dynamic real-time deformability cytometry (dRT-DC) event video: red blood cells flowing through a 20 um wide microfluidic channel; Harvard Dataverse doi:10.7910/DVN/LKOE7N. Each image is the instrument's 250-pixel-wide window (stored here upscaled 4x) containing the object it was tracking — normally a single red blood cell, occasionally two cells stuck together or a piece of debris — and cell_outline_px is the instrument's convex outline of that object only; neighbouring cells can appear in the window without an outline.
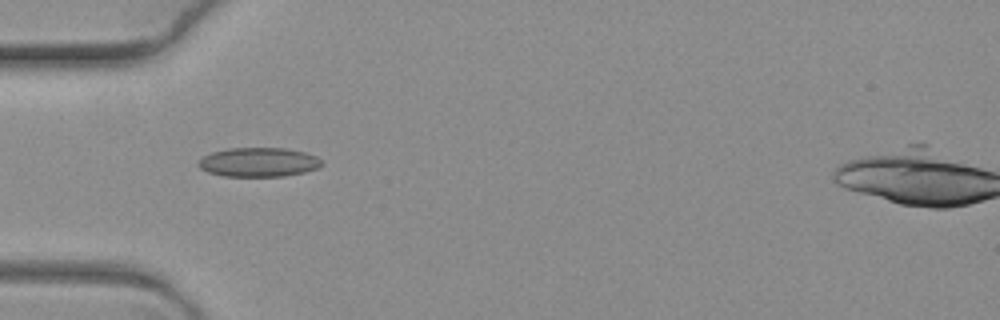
{"species": "common noctule bat (a hibernating species)", "species_latin": "Nyctalus noctula", "temperature_condition": "warm", "stored_images_in_passage": 5, "camera_frame_rate_fps": 3000, "um_per_image_px": 0.085, "animal": {"sex": "female", "body_mass_g": 19.3, "forearm_length_mm": 54.1}, "frame": {"image": 1, "passage_image": 4, "time_ms": 1.0, "image_size_px": [1000, 320], "cell_outline_px": [[324, 164], [320, 168], [304, 172], [284, 176], [224, 176], [208, 172], [200, 168], [196, 164], [204, 156], [212, 152], [228, 148], [284, 148], [304, 152], [316, 156]], "centroid_in_image_um": [21.99, 13.79], "position_along_channel_um": 63.0, "area_um2": 20.98}}